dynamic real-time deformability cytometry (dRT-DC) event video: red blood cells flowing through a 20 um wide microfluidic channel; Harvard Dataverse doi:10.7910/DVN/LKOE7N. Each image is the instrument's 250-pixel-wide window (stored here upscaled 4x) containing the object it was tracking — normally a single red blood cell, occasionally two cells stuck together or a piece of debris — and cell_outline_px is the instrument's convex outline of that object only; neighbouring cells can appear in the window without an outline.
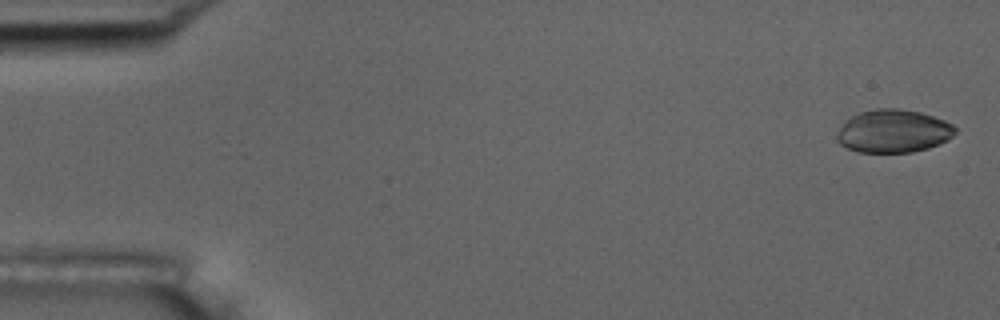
{"species": "common noctule bat (a hibernating species)", "species_latin": "Nyctalus noctula", "temperature_condition": "room temperature", "stored_images_in_passage": 54, "camera_frame_rate_fps": 3000, "um_per_image_px": 0.085, "animal": {"sex": "male", "body_mass_g": 17.5, "forearm_length_mm": 52.3}, "frame": {"image": 1, "passage_image": 2, "time_ms": 0.333, "image_size_px": [1000, 320], "cell_outline_px": [[956, 132], [948, 140], [940, 144], [928, 148], [912, 152], [856, 152], [840, 144], [836, 140], [836, 132], [844, 120], [860, 112], [876, 108], [900, 108], [920, 112], [944, 120], [952, 124], [956, 128]], "centroid_in_image_um": [75.91, 11.14], "position_along_channel_um": 9.1, "area_um2": 29.94}}
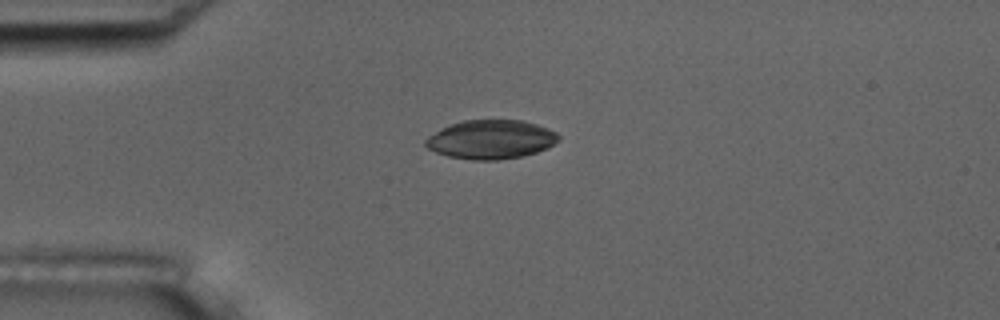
{"frame": {"image": 2, "passage_image": 14, "time_ms": 4.333, "image_size_px": [1000, 320], "cell_outline_px": [[560, 140], [548, 148], [536, 152], [520, 156], [496, 160], [472, 160], [448, 156], [436, 152], [428, 148], [424, 144], [424, 140], [428, 136], [440, 128], [448, 124], [464, 120], [524, 120], [548, 128], [556, 132], [560, 136]], "centroid_in_image_um": [41.72, 11.84], "position_along_channel_um": 43.3, "area_um2": 30.35}}
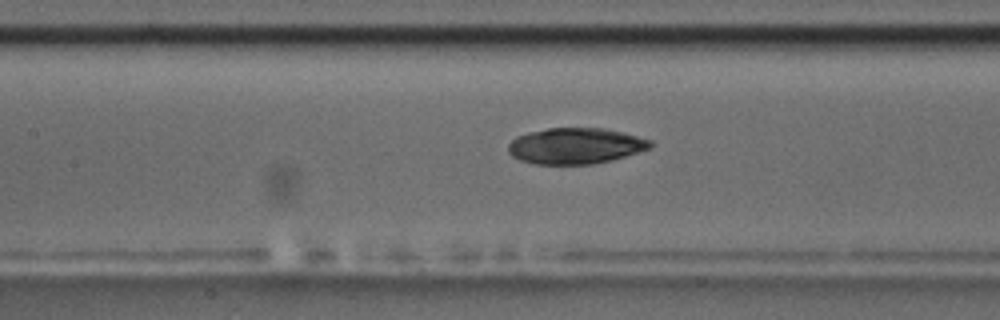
{"frame": {"image": 3, "passage_image": 25, "time_ms": 8.0, "image_size_px": [1000, 320], "cell_outline_px": [[652, 148], [624, 156], [592, 164], [536, 164], [520, 160], [512, 156], [508, 152], [508, 144], [516, 136], [528, 132], [548, 128], [604, 128], [652, 140]], "centroid_in_image_um": [48.88, 12.39], "position_along_channel_um": 158.5, "area_um2": 29.65}}